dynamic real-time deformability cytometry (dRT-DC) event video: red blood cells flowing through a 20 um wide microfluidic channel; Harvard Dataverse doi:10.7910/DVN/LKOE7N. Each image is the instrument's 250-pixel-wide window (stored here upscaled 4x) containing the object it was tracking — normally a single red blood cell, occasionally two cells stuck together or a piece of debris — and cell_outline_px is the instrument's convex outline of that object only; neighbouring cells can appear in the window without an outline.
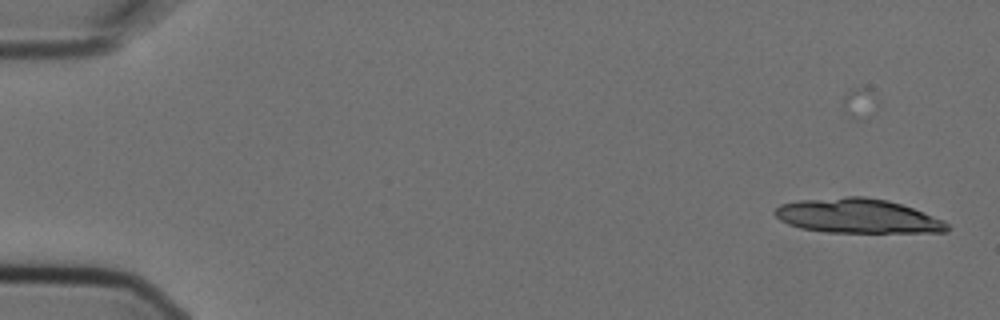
{"species": "Egyptian fruit bat (a non-hibernating species)", "species_latin": "Rousettus aegyptiacus", "temperature_condition": "cold", "stored_images_in_passage": 8, "camera_frame_rate_fps": 3000, "um_per_image_px": 0.085, "animal": {"sex": "female"}, "frame": {"image": 1, "passage_image": 1, "time_ms": 0.0, "image_size_px": [1000, 320], "cell_outline_px": [[948, 232], [828, 232], [800, 228], [788, 224], [780, 220], [772, 212], [780, 204], [800, 200], [848, 196], [864, 196], [888, 200], [912, 208], [944, 220], [948, 224]], "centroid_in_image_um": [72.87, 18.35], "position_along_channel_um": 12.1, "area_um2": 34.45}}
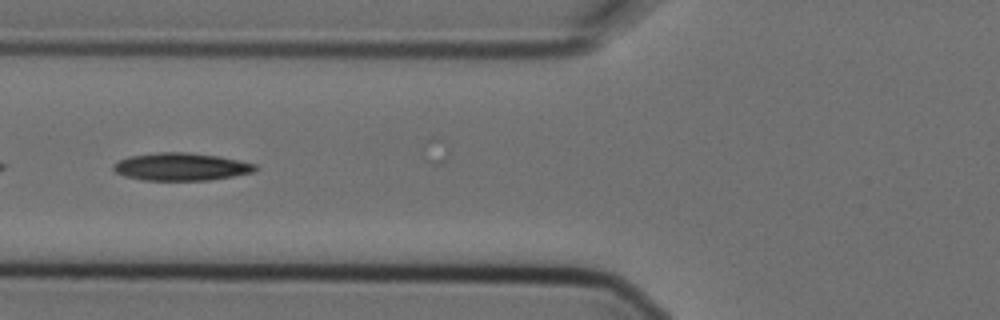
{"frame": {"image": 2, "passage_image": 6, "time_ms": 1.667, "image_size_px": [1000, 320], "cell_outline_px": [[260, 168], [252, 172], [232, 176], [208, 180], [144, 180], [124, 176], [116, 172], [112, 168], [112, 164], [128, 156], [156, 152], [188, 152], [216, 156], [256, 164]], "centroid_in_image_um": [15.35, 14.17], "position_along_channel_um": 110.4, "area_um2": 22.77}}
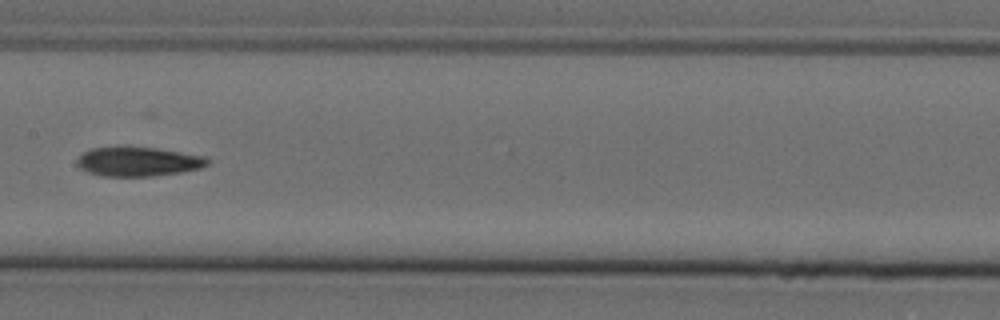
{"frame": {"image": 3, "passage_image": 8, "time_ms": 2.333, "image_size_px": [1000, 320], "cell_outline_px": [[208, 164], [200, 168], [180, 172], [152, 176], [100, 176], [88, 172], [80, 168], [76, 164], [76, 160], [84, 152], [92, 148], [124, 144], [128, 144], [156, 148], [208, 156]], "centroid_in_image_um": [11.71, 13.69], "position_along_channel_um": 195.7, "area_um2": 22.95}}